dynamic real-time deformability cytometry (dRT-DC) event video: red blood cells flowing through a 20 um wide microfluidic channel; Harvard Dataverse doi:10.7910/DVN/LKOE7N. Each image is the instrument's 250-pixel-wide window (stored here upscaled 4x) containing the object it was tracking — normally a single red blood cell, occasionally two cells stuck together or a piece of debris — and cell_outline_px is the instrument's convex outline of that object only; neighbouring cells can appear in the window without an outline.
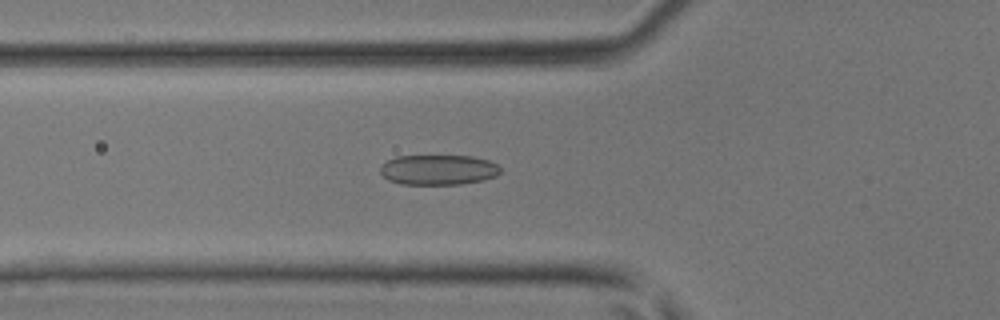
{"species": "common noctule bat (a hibernating species)", "species_latin": "Nyctalus noctula", "temperature_condition": "room temperature", "stored_images_in_passage": 34, "camera_frame_rate_fps": 3000, "um_per_image_px": 0.085, "animal": {"sex": "male", "body_mass_g": 17.9, "forearm_length_mm": 54.2}, "frame": {"image": 1, "passage_image": 5, "time_ms": 1.333, "image_size_px": [1000, 320], "cell_outline_px": [[500, 172], [496, 176], [484, 180], [460, 184], [400, 184], [388, 180], [380, 172], [380, 164], [396, 156], [472, 156], [488, 160], [496, 164], [500, 168]], "centroid_in_image_um": [37.24, 14.43], "position_along_channel_um": 88.6, "area_um2": 21.15}}
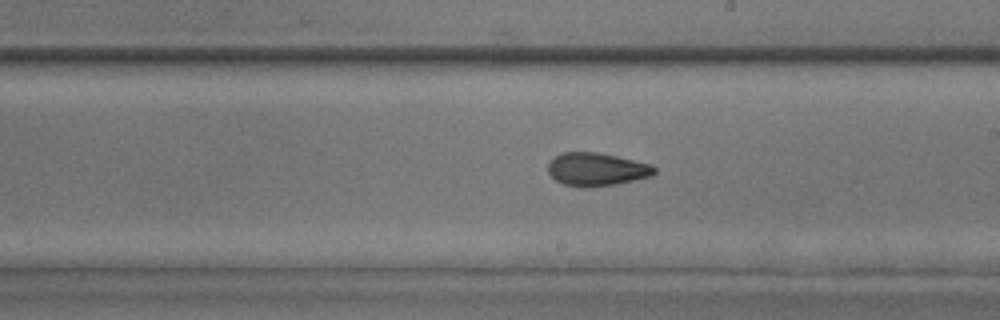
{"frame": {"image": 2, "passage_image": 15, "time_ms": 4.667, "image_size_px": [1000, 320], "cell_outline_px": [[656, 172], [652, 176], [616, 184], [564, 184], [556, 180], [548, 172], [548, 164], [560, 152], [596, 152], [616, 156], [652, 164], [656, 168]], "centroid_in_image_um": [50.76, 14.34], "position_along_channel_um": 238.2, "area_um2": 19.77}}
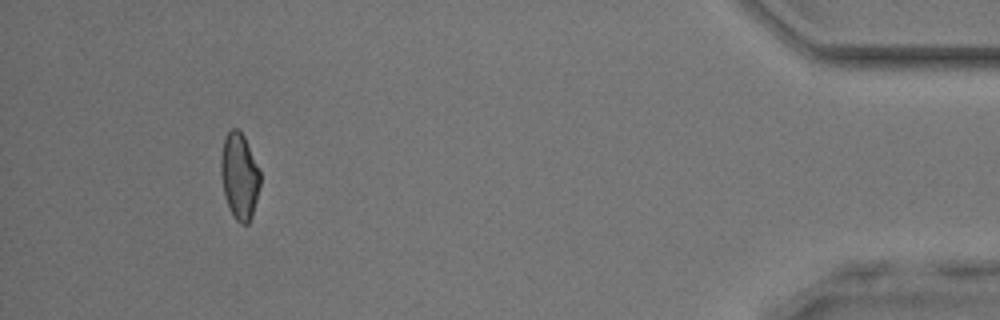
{"frame": {"image": 3, "passage_image": 31, "time_ms": 10.0, "image_size_px": [1000, 320], "cell_outline_px": [[260, 184], [252, 216], [248, 224], [240, 224], [232, 216], [224, 196], [220, 172], [220, 156], [224, 136], [232, 128], [236, 128], [244, 136], [260, 172]], "centroid_in_image_um": [20.32, 14.98], "position_along_channel_um": 414.9, "area_um2": 19.83}}